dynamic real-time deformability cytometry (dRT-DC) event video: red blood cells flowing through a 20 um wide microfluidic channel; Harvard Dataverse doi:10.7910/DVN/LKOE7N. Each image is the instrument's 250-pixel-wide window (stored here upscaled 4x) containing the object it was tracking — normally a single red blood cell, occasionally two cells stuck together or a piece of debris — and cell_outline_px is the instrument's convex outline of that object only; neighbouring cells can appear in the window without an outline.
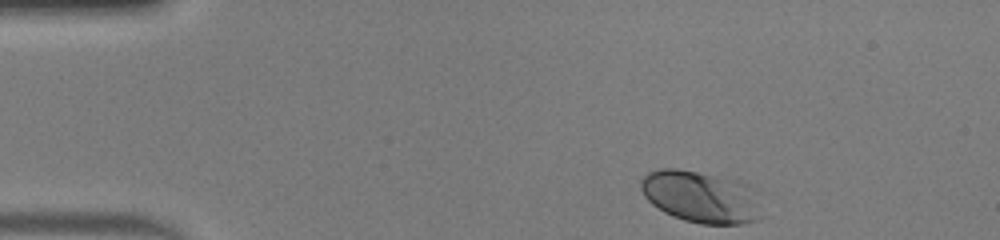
{"species": "human", "species_latin": "Homo sapiens", "temperature_condition": "warm", "stored_images_in_passage": 36, "camera_frame_rate_fps": 3000, "um_per_image_px": 0.085, "donor": {"sex": "male"}, "frame": {"image": 1, "passage_image": 1, "time_ms": 0.0, "image_size_px": [1000, 240], "cell_outline_px": [[760, 220], [740, 224], [700, 224], [684, 220], [672, 216], [664, 212], [652, 204], [644, 196], [640, 188], [640, 180], [648, 172], [660, 168], [676, 168], [736, 180], [748, 184], [756, 188], [760, 192]], "centroid_in_image_um": [59.62, 16.74], "position_along_channel_um": 25.4, "area_um2": 37.11}}
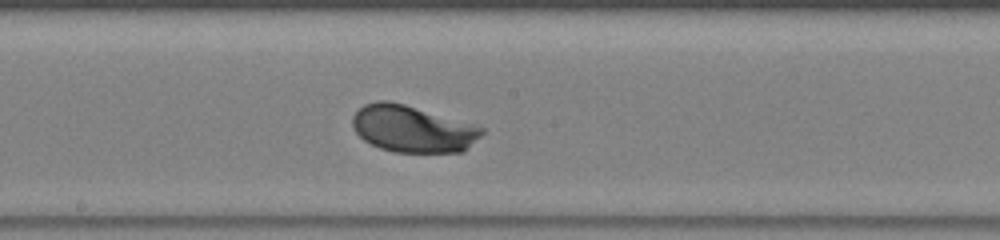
{"frame": {"image": 2, "passage_image": 20, "time_ms": 6.333, "image_size_px": [1000, 240], "cell_outline_px": [[484, 132], [480, 136], [460, 152], [396, 152], [380, 148], [364, 140], [352, 128], [352, 116], [364, 104], [376, 100], [388, 100], [404, 104], [472, 124], [484, 128]], "centroid_in_image_um": [35.01, 10.94], "position_along_channel_um": 213.2, "area_um2": 34.8}}
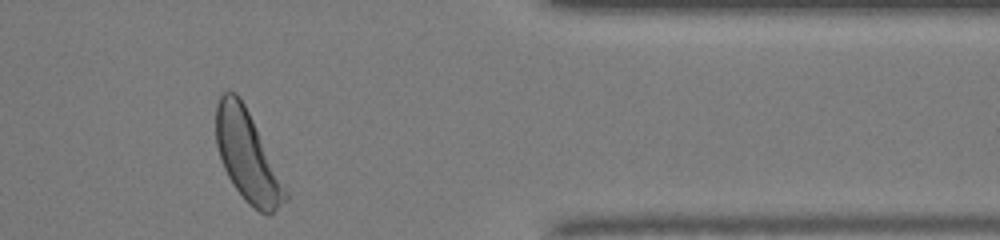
{"frame": {"image": 3, "passage_image": 34, "time_ms": 11.0, "image_size_px": [1000, 240], "cell_outline_px": [[288, 200], [268, 216], [260, 212], [248, 204], [244, 200], [232, 184], [224, 168], [216, 144], [216, 104], [220, 96], [224, 92], [236, 92], [240, 96], [288, 192]], "centroid_in_image_um": [21.01, 13.31], "position_along_channel_um": 390.4, "area_um2": 35.89}, "authors_computed_cell_mechanics": {"area_um2": 34.391, "velocity_mm_per_s": 4.2428, "shape_relaxation_time_tau1_ms": 1.3628, "shape_relaxation_time_tau2_ms": null, "deformation_change_tau1": 0.1026, "deformation_change_tau2": null}}